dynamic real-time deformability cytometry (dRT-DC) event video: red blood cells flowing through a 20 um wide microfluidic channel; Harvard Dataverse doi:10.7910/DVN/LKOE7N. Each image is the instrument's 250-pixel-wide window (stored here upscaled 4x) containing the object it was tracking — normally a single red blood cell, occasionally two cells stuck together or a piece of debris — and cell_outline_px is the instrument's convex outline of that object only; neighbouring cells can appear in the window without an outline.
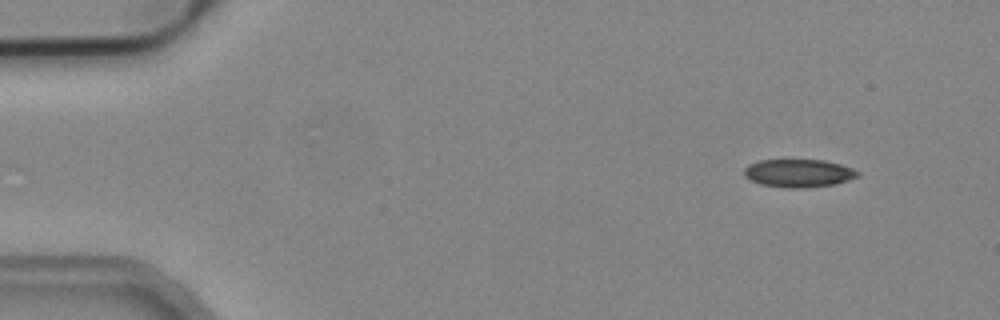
{"species": "common noctule bat (a hibernating species)", "species_latin": "Nyctalus noctula", "temperature_condition": "cold", "stored_images_in_passage": 5, "camera_frame_rate_fps": 3000, "um_per_image_px": 0.085, "animal": {"sex": "male", "body_mass_g": 19.2, "forearm_length_mm": 51.8}, "frame": {"image": 1, "passage_image": 1, "time_ms": 0.0, "image_size_px": [1000, 320], "cell_outline_px": [[860, 176], [848, 180], [832, 184], [804, 188], [784, 188], [760, 184], [744, 176], [744, 168], [748, 164], [760, 160], [824, 160], [840, 164], [852, 168], [860, 172]], "centroid_in_image_um": [67.87, 14.72], "position_along_channel_um": 17.1, "area_um2": 18.55}}
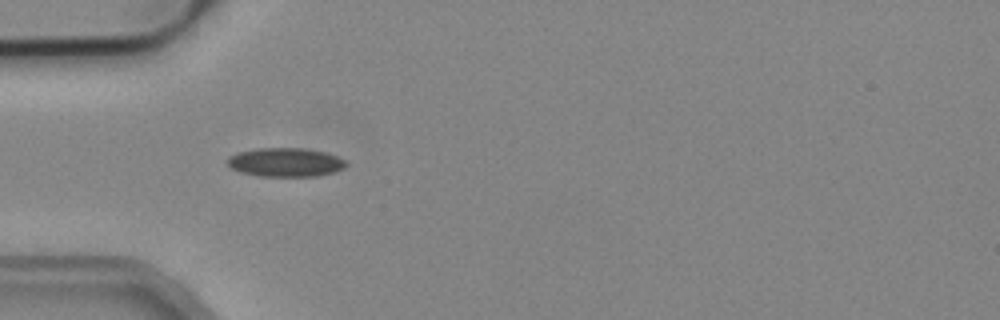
{"frame": {"image": 2, "passage_image": 4, "time_ms": 1.0, "image_size_px": [1000, 320], "cell_outline_px": [[348, 164], [344, 168], [332, 172], [316, 176], [260, 176], [240, 172], [232, 168], [228, 164], [228, 156], [236, 152], [256, 148], [304, 148], [324, 152], [336, 156], [344, 160]], "centroid_in_image_um": [24.24, 13.79], "position_along_channel_um": 60.8, "area_um2": 19.88}}